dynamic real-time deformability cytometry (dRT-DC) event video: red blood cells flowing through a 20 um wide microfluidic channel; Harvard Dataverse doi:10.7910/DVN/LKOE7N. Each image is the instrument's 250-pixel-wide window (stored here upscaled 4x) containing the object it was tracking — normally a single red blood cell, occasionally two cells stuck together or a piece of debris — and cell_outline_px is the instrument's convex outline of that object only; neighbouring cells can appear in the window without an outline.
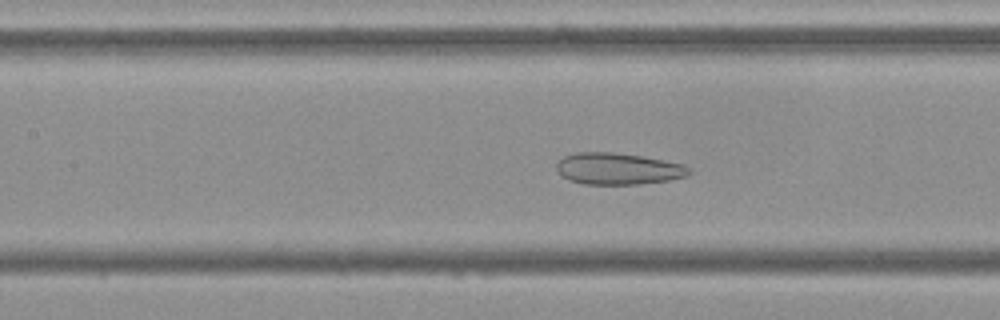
{"species": "Egyptian fruit bat (a non-hibernating species)", "species_latin": "Rousettus aegyptiacus", "temperature_condition": "cold", "stored_images_in_passage": 51, "camera_frame_rate_fps": 3000, "um_per_image_px": 0.085, "frame": {"image": 1, "passage_image": 21, "time_ms": 6.667, "image_size_px": [1000, 320], "cell_outline_px": [[692, 172], [688, 176], [668, 180], [640, 184], [584, 184], [568, 180], [556, 168], [556, 164], [564, 156], [576, 152], [612, 152], [640, 156], [664, 160], [684, 164]], "centroid_in_image_um": [52.55, 14.34], "position_along_channel_um": 154.9, "area_um2": 24.33}}
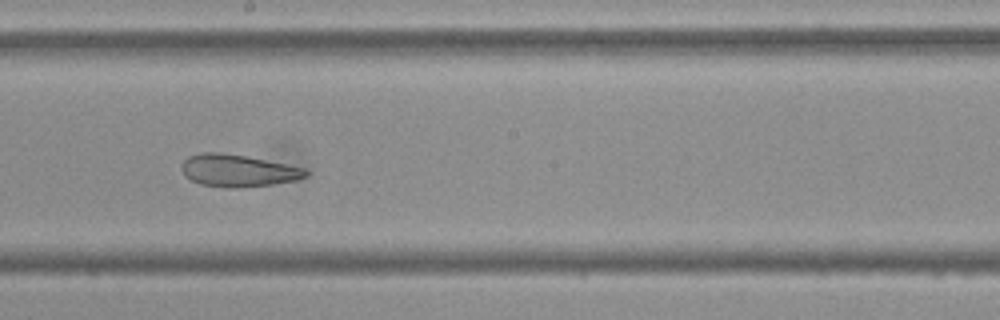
{"frame": {"image": 2, "passage_image": 27, "time_ms": 8.667, "image_size_px": [1000, 320], "cell_outline_px": [[308, 176], [296, 180], [272, 184], [236, 188], [228, 188], [200, 184], [184, 176], [180, 168], [180, 164], [188, 156], [200, 152], [220, 152], [244, 156], [304, 168], [308, 172]], "centroid_in_image_um": [20.16, 14.5], "position_along_channel_um": 228.0, "area_um2": 23.24}}
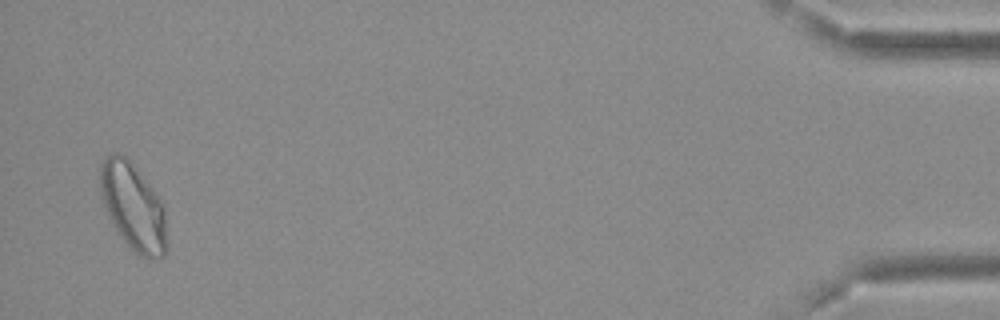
{"frame": {"image": 3, "passage_image": 50, "time_ms": 16.333, "image_size_px": [1000, 320], "cell_outline_px": [[168, 252], [160, 260], [152, 260], [140, 256], [116, 232], [100, 200], [100, 160], [112, 152], [116, 152], [132, 160], [156, 192], [164, 204], [168, 244]], "centroid_in_image_um": [11.34, 17.57], "position_along_channel_um": 423.9, "area_um2": 35.08}, "authors_computed_cell_mechanics": {"area_um2": 28.611, "velocity_mm_per_s": 3.6626, "shape_relaxation_time_tau1_ms": null, "shape_relaxation_time_tau2_ms": 1.2901, "deformation_change_tau1": null, "deformation_change_tau2": 0.078}}